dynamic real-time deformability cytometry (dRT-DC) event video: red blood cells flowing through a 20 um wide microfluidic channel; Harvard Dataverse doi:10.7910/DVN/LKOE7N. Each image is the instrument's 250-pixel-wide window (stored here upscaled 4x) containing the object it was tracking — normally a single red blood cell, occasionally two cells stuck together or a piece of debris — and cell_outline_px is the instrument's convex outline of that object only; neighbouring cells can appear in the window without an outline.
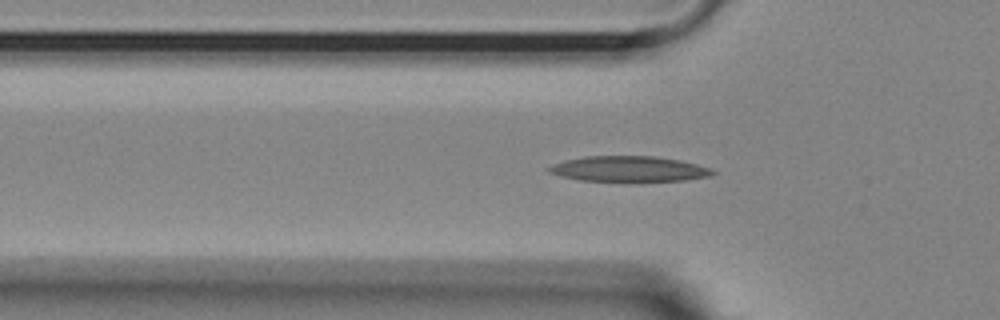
{"species": "Egyptian fruit bat (a non-hibernating species)", "species_latin": "Rousettus aegyptiacus", "temperature_condition": "room temperature", "stored_images_in_passage": 24, "camera_frame_rate_fps": 3000, "um_per_image_px": 0.085, "animal": {"sex": "female"}, "frame": {"image": 1, "passage_image": 10, "time_ms": 3.0, "image_size_px": [1000, 320], "cell_outline_px": [[716, 172], [712, 176], [684, 180], [580, 180], [560, 176], [548, 172], [544, 168], [552, 164], [584, 156], [656, 156], [680, 160], [712, 168]], "centroid_in_image_um": [53.45, 14.34], "position_along_channel_um": 72.3, "area_um2": 24.04}}
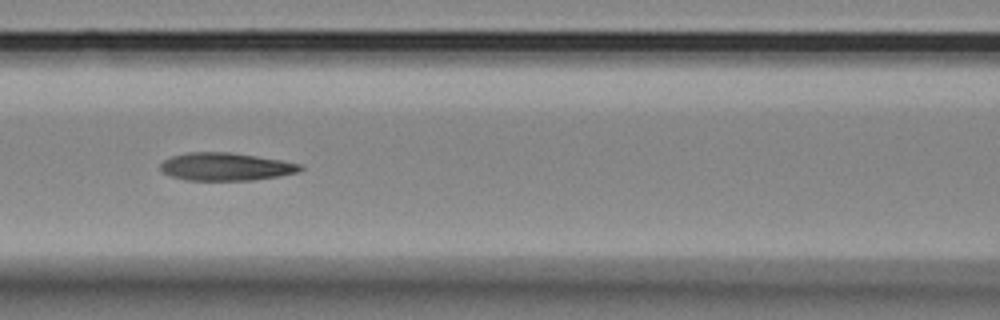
{"frame": {"image": 2, "passage_image": 16, "time_ms": 5.0, "image_size_px": [1000, 320], "cell_outline_px": [[304, 168], [300, 172], [280, 176], [252, 180], [184, 180], [172, 176], [164, 172], [160, 168], [160, 164], [164, 160], [172, 156], [188, 152], [232, 152], [280, 160], [300, 164]], "centroid_in_image_um": [19.21, 14.17], "position_along_channel_um": 147.4, "area_um2": 22.66}}
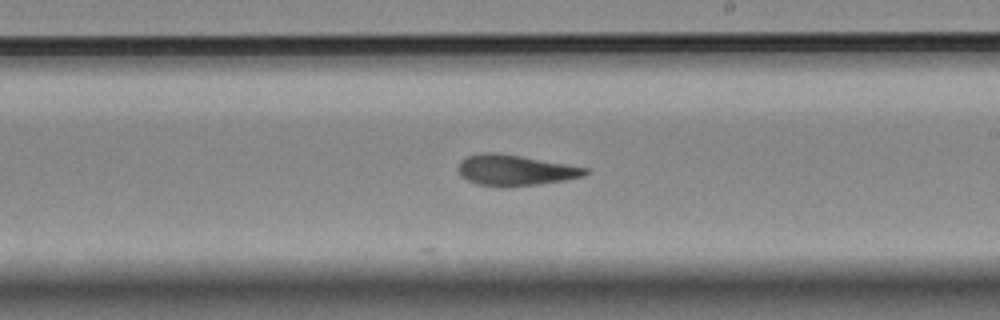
{"frame": {"image": 3, "passage_image": 24, "time_ms": 7.667, "image_size_px": [1000, 320], "cell_outline_px": [[588, 172], [584, 176], [564, 180], [508, 188], [500, 188], [476, 184], [460, 176], [456, 168], [460, 160], [468, 156], [484, 152], [496, 152], [568, 164], [588, 168]], "centroid_in_image_um": [43.73, 14.48], "position_along_channel_um": 245.3, "area_um2": 23.06}}